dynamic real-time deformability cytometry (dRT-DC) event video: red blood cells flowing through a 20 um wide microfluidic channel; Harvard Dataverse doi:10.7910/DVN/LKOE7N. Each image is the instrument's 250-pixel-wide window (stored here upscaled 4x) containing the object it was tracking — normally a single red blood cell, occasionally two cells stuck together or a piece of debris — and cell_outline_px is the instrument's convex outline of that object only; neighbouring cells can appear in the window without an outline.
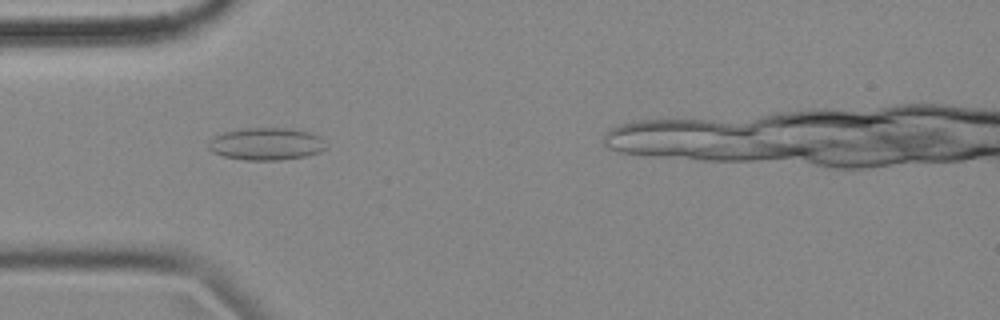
{"species": "common noctule bat (a hibernating species)", "species_latin": "Nyctalus noctula", "temperature_condition": "cold", "stored_images_in_passage": 40, "camera_frame_rate_fps": 3000, "um_per_image_px": 0.085, "animal": {"sex": "female", "body_mass_g": 18.4}, "frame": {"image": 1, "passage_image": 8, "time_ms": 2.333, "image_size_px": [1000, 320], "cell_outline_px": [[328, 148], [320, 152], [304, 156], [280, 160], [244, 160], [224, 156], [212, 152], [208, 148], [208, 140], [224, 132], [244, 128], [288, 128], [312, 132], [320, 136]], "centroid_in_image_um": [22.65, 12.23], "position_along_channel_um": 62.4, "area_um2": 22.31}}
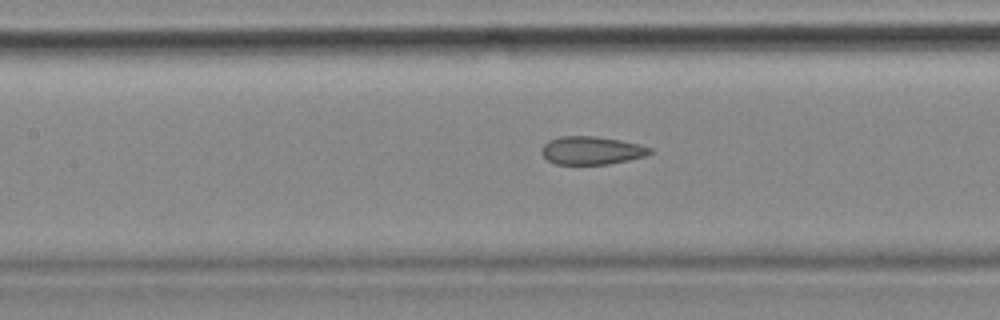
{"frame": {"image": 2, "passage_image": 16, "time_ms": 5.0, "image_size_px": [1000, 320], "cell_outline_px": [[652, 152], [644, 156], [628, 160], [608, 164], [556, 164], [548, 160], [540, 152], [544, 144], [548, 140], [560, 136], [596, 136], [620, 140], [640, 144], [652, 148]], "centroid_in_image_um": [50.27, 12.78], "position_along_channel_um": 157.1, "area_um2": 17.74}}
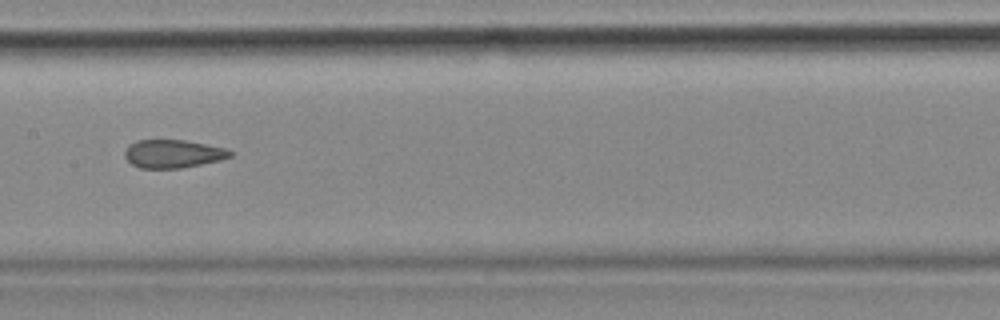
{"frame": {"image": 3, "passage_image": 19, "time_ms": 6.0, "image_size_px": [1000, 320], "cell_outline_px": [[236, 152], [232, 156], [220, 160], [180, 168], [140, 168], [132, 164], [124, 156], [124, 152], [128, 144], [136, 140], [184, 140], [224, 148]], "centroid_in_image_um": [14.69, 13.07], "position_along_channel_um": 192.7, "area_um2": 17.28}}